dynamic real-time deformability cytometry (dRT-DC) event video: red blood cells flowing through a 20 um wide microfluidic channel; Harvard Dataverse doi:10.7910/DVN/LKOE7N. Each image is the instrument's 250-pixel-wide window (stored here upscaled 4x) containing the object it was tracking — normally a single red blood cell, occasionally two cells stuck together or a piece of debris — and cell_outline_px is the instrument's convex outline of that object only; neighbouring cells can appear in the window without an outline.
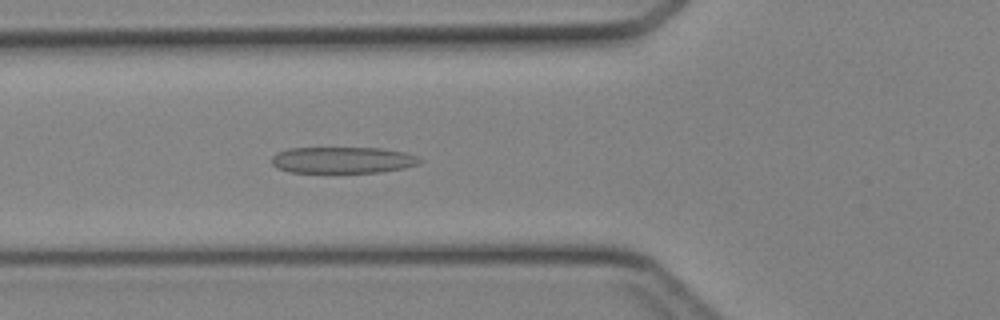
{"species": "Egyptian fruit bat (a non-hibernating species)", "species_latin": "Rousettus aegyptiacus", "temperature_condition": "cold", "stored_images_in_passage": 43, "camera_frame_rate_fps": 3000, "um_per_image_px": 0.085, "animal": {"sex": "female"}, "frame": {"image": 1, "passage_image": 15, "time_ms": 4.667, "image_size_px": [1000, 320], "cell_outline_px": [[424, 160], [420, 164], [404, 168], [380, 172], [288, 172], [276, 168], [272, 164], [272, 156], [276, 152], [288, 148], [380, 148], [404, 152], [416, 156]], "centroid_in_image_um": [29.12, 13.6], "position_along_channel_um": 96.7, "area_um2": 22.89}}
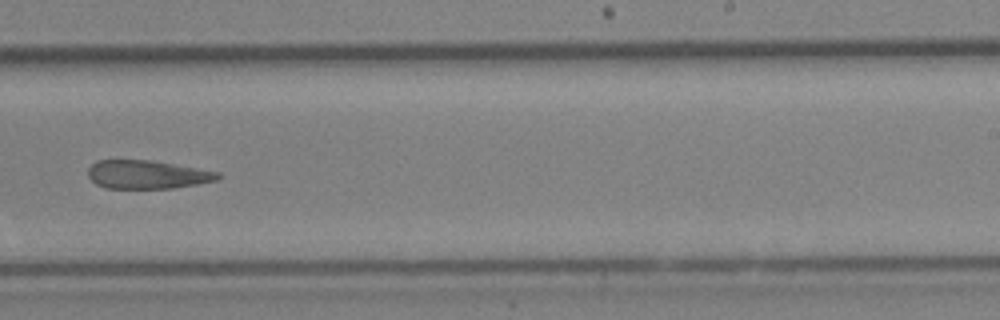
{"frame": {"image": 2, "passage_image": 27, "time_ms": 8.667, "image_size_px": [1000, 320], "cell_outline_px": [[224, 176], [216, 180], [196, 184], [172, 188], [108, 188], [96, 184], [88, 176], [88, 168], [96, 160], [152, 160], [220, 172]], "centroid_in_image_um": [12.52, 14.83], "position_along_channel_um": 276.5, "area_um2": 21.5}}
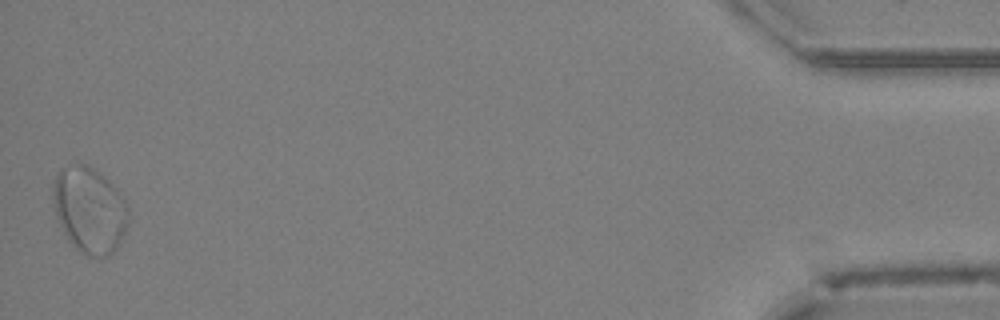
{"frame": {"image": 3, "passage_image": 43, "time_ms": 14.0, "image_size_px": [1000, 320], "cell_outline_px": [[128, 220], [120, 244], [108, 256], [100, 260], [88, 256], [80, 252], [68, 240], [56, 216], [52, 200], [52, 188], [56, 176], [60, 168], [80, 164], [88, 164], [108, 180], [112, 184], [124, 200], [128, 208]], "centroid_in_image_um": [7.59, 17.88], "position_along_channel_um": 427.6, "area_um2": 37.8}}